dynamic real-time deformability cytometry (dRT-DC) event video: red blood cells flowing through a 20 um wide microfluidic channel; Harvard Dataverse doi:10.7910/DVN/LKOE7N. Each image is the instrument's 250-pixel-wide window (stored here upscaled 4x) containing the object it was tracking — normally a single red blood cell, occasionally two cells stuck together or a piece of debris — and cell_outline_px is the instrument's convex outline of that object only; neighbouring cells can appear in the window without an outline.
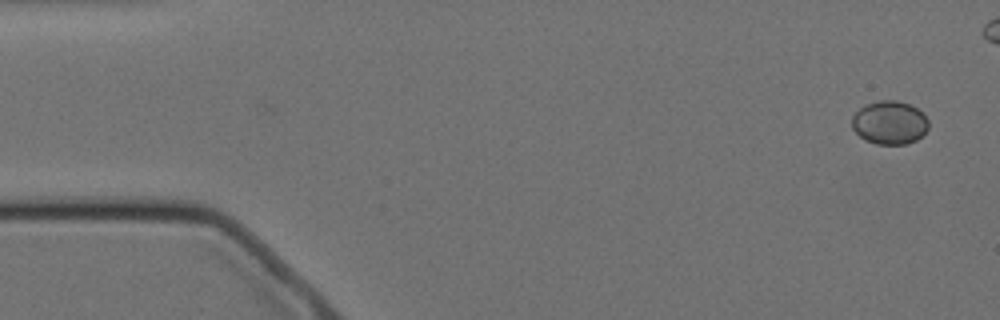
{"species": "Egyptian fruit bat (a non-hibernating species)", "species_latin": "Rousettus aegyptiacus", "temperature_condition": "cold", "stored_images_in_passage": 7, "segment_of_instrument_passage": [1, 2], "camera_frame_rate_fps": 3000, "um_per_image_px": 0.085, "animal": {"sex": "female"}, "frame": {"image": 1, "passage_image": 1, "time_ms": 0.0, "image_size_px": [1000, 320], "cell_outline_px": [[928, 128], [916, 140], [904, 144], [876, 144], [864, 140], [852, 128], [852, 116], [860, 108], [868, 104], [880, 100], [896, 100], [908, 104], [916, 108], [928, 120]], "centroid_in_image_um": [75.59, 10.43], "position_along_channel_um": 9.4, "area_um2": 19.13}}
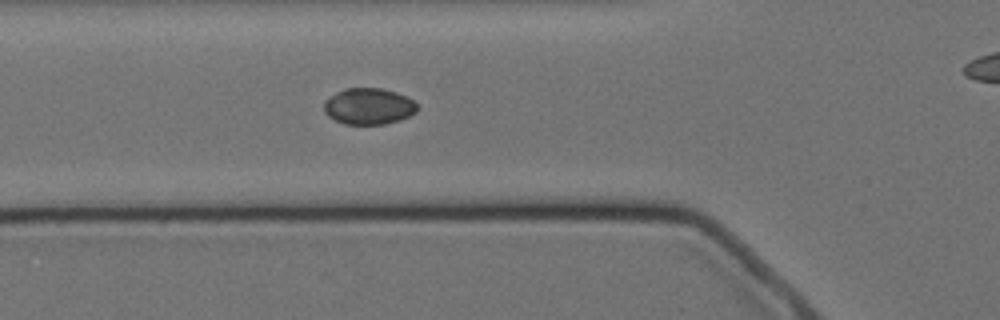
{"frame": {"image": 2, "passage_image": 6, "time_ms": 5.667, "image_size_px": [1000, 320], "cell_outline_px": [[416, 112], [400, 120], [384, 124], [344, 124], [328, 116], [324, 112], [324, 100], [336, 92], [344, 88], [380, 88], [396, 92], [412, 100], [416, 104]], "centroid_in_image_um": [31.3, 9.03], "position_along_channel_um": 94.5, "area_um2": 19.65}}